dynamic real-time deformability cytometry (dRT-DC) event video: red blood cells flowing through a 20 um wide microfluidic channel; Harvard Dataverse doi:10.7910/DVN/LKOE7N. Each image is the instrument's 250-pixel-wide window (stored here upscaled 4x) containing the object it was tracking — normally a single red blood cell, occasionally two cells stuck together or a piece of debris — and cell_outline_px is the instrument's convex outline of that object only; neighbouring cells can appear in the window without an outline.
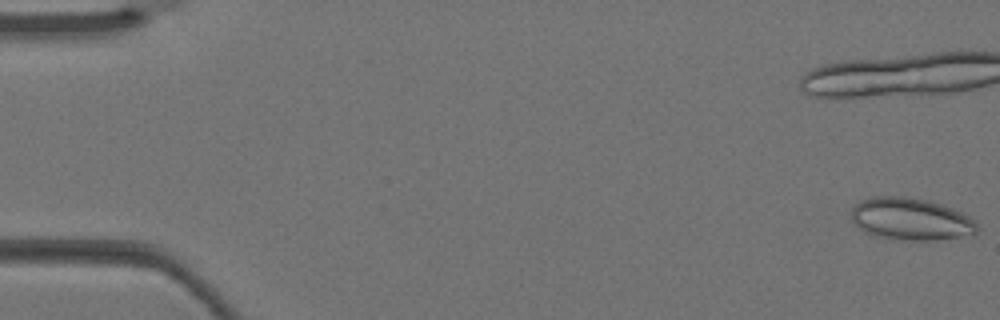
{"species": "Egyptian fruit bat (a non-hibernating species)", "species_latin": "Rousettus aegyptiacus", "temperature_condition": "warm", "stored_images_in_passage": 4, "camera_frame_rate_fps": 3000, "um_per_image_px": 0.085, "animal": {"sex": "female"}, "frame": {"image": 1, "passage_image": 1, "time_ms": 0.0, "image_size_px": [1000, 320], "cell_outline_px": [[980, 228], [972, 236], [936, 240], [888, 240], [864, 232], [852, 220], [852, 208], [860, 200], [872, 196], [908, 196], [928, 200], [944, 204], [976, 220]], "centroid_in_image_um": [77.46, 18.63], "position_along_channel_um": 7.5, "area_um2": 31.67}}